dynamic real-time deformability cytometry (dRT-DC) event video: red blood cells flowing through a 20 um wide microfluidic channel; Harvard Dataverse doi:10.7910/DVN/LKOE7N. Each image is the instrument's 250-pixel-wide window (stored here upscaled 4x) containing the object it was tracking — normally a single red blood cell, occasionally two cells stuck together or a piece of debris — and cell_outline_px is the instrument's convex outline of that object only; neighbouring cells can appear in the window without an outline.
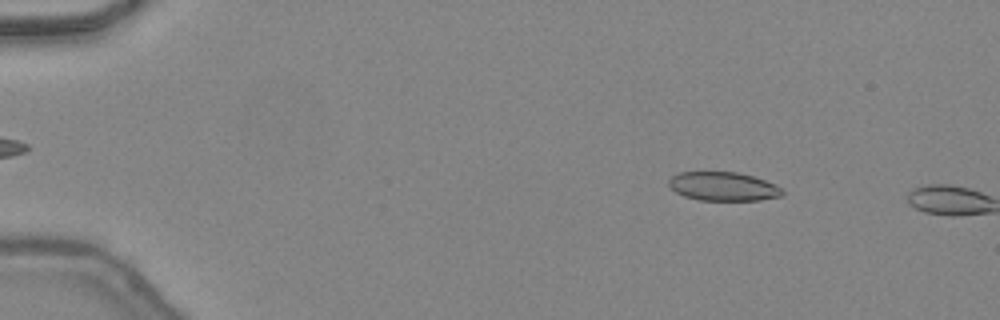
{"species": "common noctule bat (a hibernating species)", "species_latin": "Nyctalus noctula", "temperature_condition": "warm", "stored_images_in_passage": 8, "camera_frame_rate_fps": 3000, "um_per_image_px": 0.085, "animal": {"sex": "female", "body_mass_g": 24.6, "forearm_length_mm": 56.2}, "frame": {"image": 1, "passage_image": 7, "time_ms": 2.0, "image_size_px": [1000, 320], "cell_outline_px": [[784, 192], [780, 196], [760, 200], [700, 200], [684, 196], [676, 192], [668, 184], [668, 180], [672, 176], [680, 172], [736, 172], [752, 176], [776, 184]], "centroid_in_image_um": [61.46, 15.84], "position_along_channel_um": 23.5, "area_um2": 18.9}}